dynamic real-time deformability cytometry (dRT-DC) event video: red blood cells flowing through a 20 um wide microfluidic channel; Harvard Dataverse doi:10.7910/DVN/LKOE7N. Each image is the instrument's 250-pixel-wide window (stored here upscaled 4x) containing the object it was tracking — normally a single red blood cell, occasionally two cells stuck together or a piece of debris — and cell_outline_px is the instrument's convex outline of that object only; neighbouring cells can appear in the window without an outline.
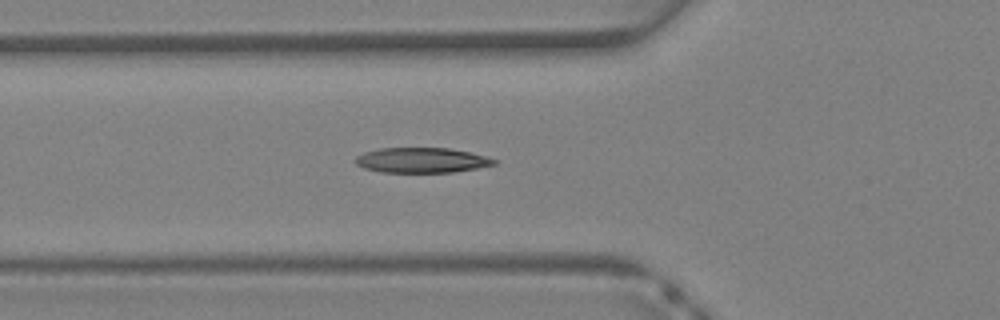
{"species": "Egyptian fruit bat (a non-hibernating species)", "species_latin": "Rousettus aegyptiacus", "temperature_condition": "warm", "stored_images_in_passage": 21, "camera_frame_rate_fps": 3000, "um_per_image_px": 0.085, "animal": {"sex": "female"}, "frame": {"image": 1, "passage_image": 6, "time_ms": 1.667, "image_size_px": [1000, 320], "cell_outline_px": [[496, 164], [476, 168], [452, 172], [380, 172], [364, 168], [356, 164], [352, 160], [356, 156], [364, 152], [380, 148], [448, 148], [468, 152], [484, 156], [496, 160]], "centroid_in_image_um": [35.77, 13.62], "position_along_channel_um": 90.0, "area_um2": 20.17}}
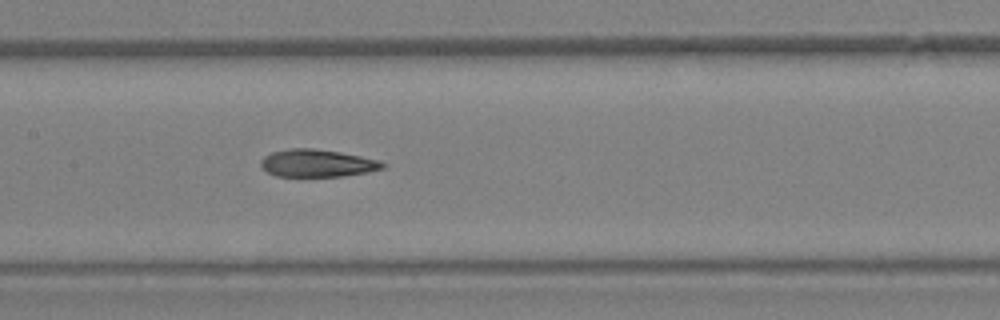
{"frame": {"image": 2, "passage_image": 11, "time_ms": 3.333, "image_size_px": [1000, 320], "cell_outline_px": [[388, 164], [384, 168], [368, 172], [340, 176], [276, 176], [268, 172], [260, 164], [260, 160], [264, 156], [272, 152], [292, 148], [312, 148], [340, 152], [380, 160]], "centroid_in_image_um": [26.99, 13.87], "position_along_channel_um": 180.4, "area_um2": 19.48}}
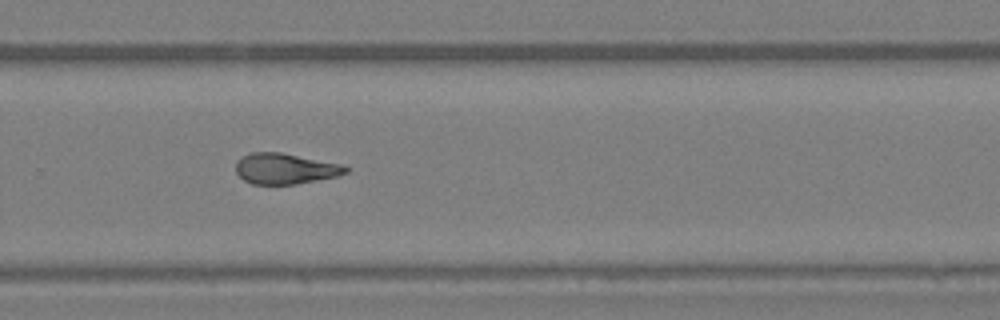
{"frame": {"image": 3, "passage_image": 18, "time_ms": 5.667, "image_size_px": [1000, 320], "cell_outline_px": [[348, 172], [336, 176], [296, 184], [252, 184], [244, 180], [236, 172], [236, 160], [240, 156], [252, 152], [280, 152], [340, 164], [348, 168]], "centroid_in_image_um": [24.18, 14.33], "position_along_channel_um": 305.6, "area_um2": 19.54}}